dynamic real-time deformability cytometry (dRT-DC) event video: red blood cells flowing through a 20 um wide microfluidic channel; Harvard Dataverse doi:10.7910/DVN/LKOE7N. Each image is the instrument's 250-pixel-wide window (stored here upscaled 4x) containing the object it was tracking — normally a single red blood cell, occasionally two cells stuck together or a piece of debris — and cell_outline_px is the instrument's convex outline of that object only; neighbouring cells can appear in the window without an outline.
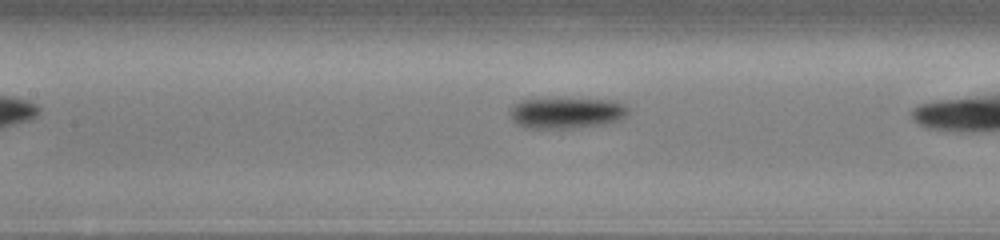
{"species": "common noctule bat (a hibernating species)", "species_latin": "Nyctalus noctula", "temperature_condition": "cold", "stored_images_in_passage": 25, "camera_frame_rate_fps": 3000, "um_per_image_px": 0.085, "animal": {"sex": "male", "body_mass_g": 13.0, "forearm_length_mm": 53.1}, "frame": {"image": 1, "passage_image": 8, "time_ms": 2.333, "image_size_px": [1000, 240], "cell_outline_px": [[628, 112], [620, 120], [608, 124], [576, 128], [524, 128], [516, 124], [512, 120], [508, 112], [508, 108], [512, 104], [520, 100], [612, 100], [624, 104], [628, 108]], "centroid_in_image_um": [48.1, 9.63], "position_along_channel_um": 159.3, "area_um2": 21.33}}
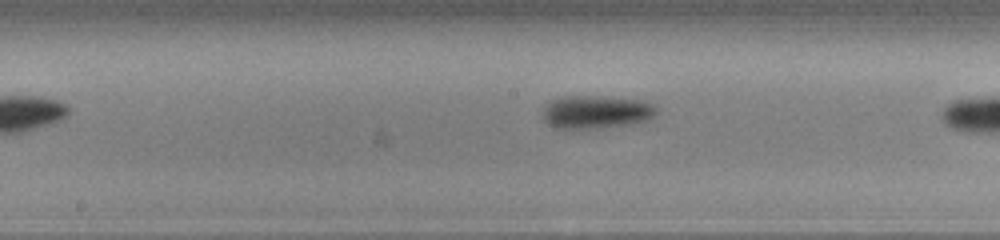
{"frame": {"image": 2, "passage_image": 11, "time_ms": 3.333, "image_size_px": [1000, 240], "cell_outline_px": [[656, 112], [648, 120], [632, 124], [600, 128], [556, 128], [548, 124], [544, 120], [544, 108], [552, 100], [560, 96], [600, 96], [644, 100], [656, 104]], "centroid_in_image_um": [50.71, 9.51], "position_along_channel_um": 197.5, "area_um2": 22.02}}
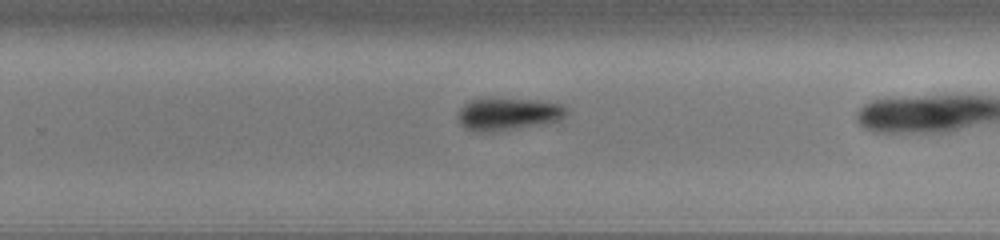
{"frame": {"image": 3, "passage_image": 18, "time_ms": 5.667, "image_size_px": [1000, 240], "cell_outline_px": [[568, 112], [560, 120], [540, 124], [492, 132], [472, 132], [464, 128], [460, 124], [456, 116], [456, 112], [464, 104], [472, 100], [492, 96], [536, 100], [560, 104], [568, 108]], "centroid_in_image_um": [43.11, 9.67], "position_along_channel_um": 286.7, "area_um2": 21.15}}